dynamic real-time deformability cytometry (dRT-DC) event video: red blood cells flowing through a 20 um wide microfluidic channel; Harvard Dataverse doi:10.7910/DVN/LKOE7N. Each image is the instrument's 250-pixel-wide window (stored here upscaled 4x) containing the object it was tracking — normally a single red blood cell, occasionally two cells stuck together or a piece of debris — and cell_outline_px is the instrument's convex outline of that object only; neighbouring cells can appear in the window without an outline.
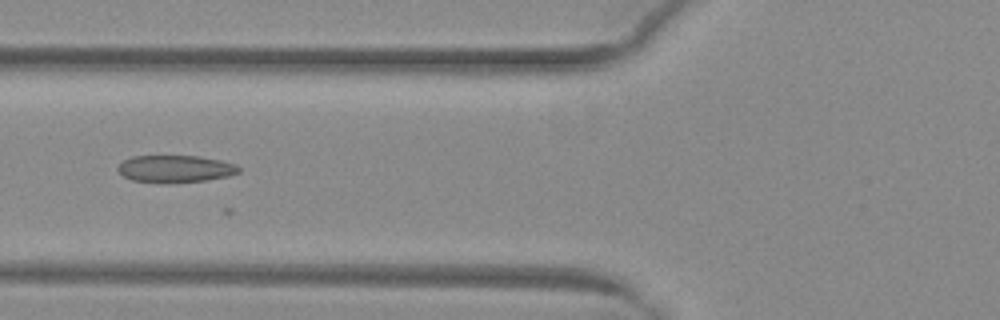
{"species": "common noctule bat (a hibernating species)", "species_latin": "Nyctalus noctula", "temperature_condition": "warm", "stored_images_in_passage": 22, "camera_frame_rate_fps": 3000, "um_per_image_px": 0.085, "animal": {"sex": "female", "body_mass_g": 29.2, "forearm_length_mm": 56.3}, "frame": {"image": 1, "passage_image": 14, "time_ms": 4.333, "image_size_px": [1000, 320], "cell_outline_px": [[240, 172], [228, 176], [204, 180], [164, 184], [132, 180], [124, 176], [116, 168], [124, 160], [132, 156], [200, 156], [220, 160], [236, 164], [240, 168]], "centroid_in_image_um": [14.9, 14.35], "position_along_channel_um": 110.9, "area_um2": 19.25}}
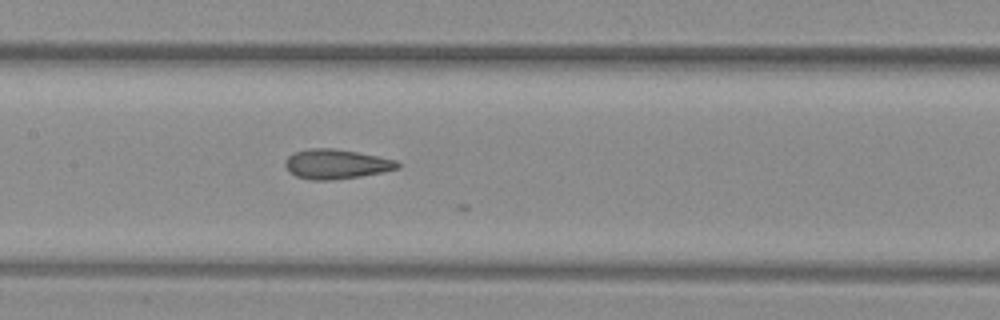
{"frame": {"image": 2, "passage_image": 19, "time_ms": 6.0, "image_size_px": [1000, 320], "cell_outline_px": [[400, 168], [384, 172], [360, 176], [328, 180], [308, 180], [296, 176], [288, 172], [284, 164], [284, 160], [288, 156], [296, 152], [312, 148], [332, 148], [356, 152], [396, 160], [400, 164]], "centroid_in_image_um": [28.55, 13.96], "position_along_channel_um": 178.8, "area_um2": 19.36}}